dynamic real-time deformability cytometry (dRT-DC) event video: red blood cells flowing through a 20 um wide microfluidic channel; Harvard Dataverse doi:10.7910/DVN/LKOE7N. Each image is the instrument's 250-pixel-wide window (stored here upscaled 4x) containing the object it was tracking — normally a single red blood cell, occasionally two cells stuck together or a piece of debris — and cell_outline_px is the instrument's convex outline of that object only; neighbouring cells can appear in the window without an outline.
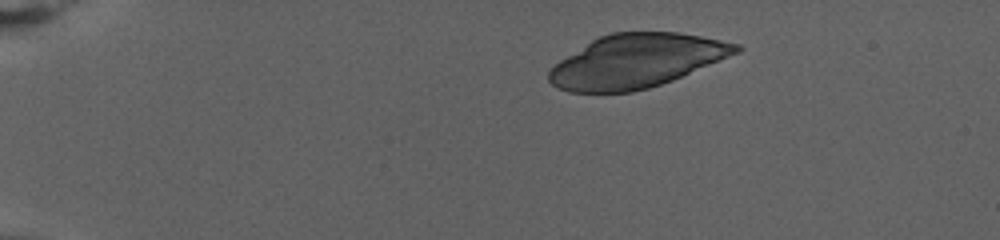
{"species": "human", "species_latin": "Homo sapiens", "temperature_condition": "warm", "stored_images_in_passage": 49, "camera_frame_rate_fps": 3000, "um_per_image_px": 0.085, "donor": {"sex": "female"}, "frame": {"image": 1, "passage_image": 1, "time_ms": 0.0, "image_size_px": [1000, 240], "cell_outline_px": [[744, 48], [740, 52], [672, 80], [648, 88], [632, 92], [568, 92], [552, 84], [548, 80], [548, 72], [560, 60], [592, 40], [600, 36], [612, 32], [680, 32], [740, 44]], "centroid_in_image_um": [54.11, 5.18], "position_along_channel_um": 30.9, "area_um2": 57.97}}